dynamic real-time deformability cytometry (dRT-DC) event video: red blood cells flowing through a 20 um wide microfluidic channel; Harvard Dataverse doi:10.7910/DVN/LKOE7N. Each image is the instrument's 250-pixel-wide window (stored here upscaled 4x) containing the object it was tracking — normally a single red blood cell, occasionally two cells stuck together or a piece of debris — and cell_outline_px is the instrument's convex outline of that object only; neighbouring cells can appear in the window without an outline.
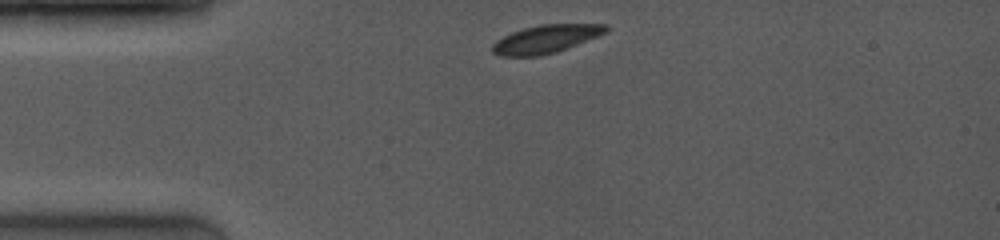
{"species": "common noctule bat (a hibernating species)", "species_latin": "Nyctalus noctula", "temperature_condition": "room temperature", "stored_images_in_passage": 7, "camera_frame_rate_fps": 4000, "um_per_image_px": 0.085, "animal": {"sex": "female", "body_mass_g": 19.0, "forearm_length_mm": 53.3}, "frame": {"image": 1, "passage_image": 1, "time_ms": 0.0, "image_size_px": [1000, 240], "cell_outline_px": [[608, 32], [556, 52], [540, 56], [500, 56], [492, 52], [492, 44], [496, 40], [512, 32], [524, 28], [540, 24], [608, 24]], "centroid_in_image_um": [46.39, 3.31], "position_along_channel_um": 38.6, "area_um2": 18.55}}